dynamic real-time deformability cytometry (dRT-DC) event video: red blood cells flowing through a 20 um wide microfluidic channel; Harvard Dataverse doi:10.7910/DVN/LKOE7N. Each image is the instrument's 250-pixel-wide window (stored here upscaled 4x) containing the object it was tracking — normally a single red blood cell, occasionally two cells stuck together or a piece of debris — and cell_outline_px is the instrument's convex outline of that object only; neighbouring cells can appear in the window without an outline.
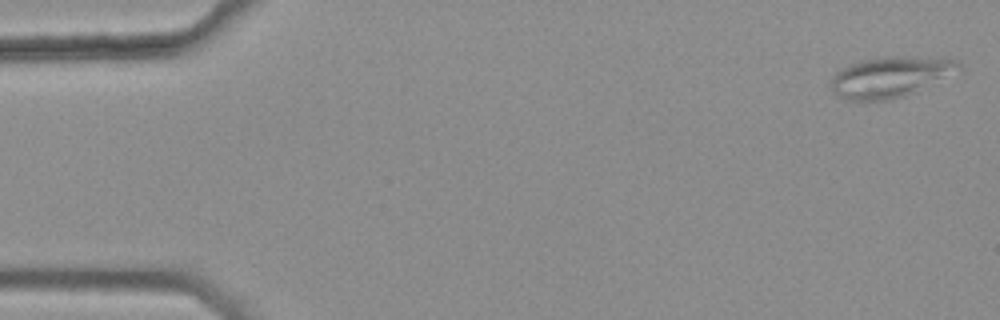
{"species": "common noctule bat (a hibernating species)", "species_latin": "Nyctalus noctula", "temperature_condition": "warm", "stored_images_in_passage": 7, "camera_frame_rate_fps": 3000, "um_per_image_px": 0.085, "animal": {"sex": "female", "body_mass_g": 25.1}, "frame": {"image": 1, "passage_image": 1, "time_ms": 0.0, "image_size_px": [1000, 320], "cell_outline_px": [[964, 68], [904, 96], [888, 100], [848, 100], [832, 92], [828, 84], [832, 76], [840, 68], [864, 60], [880, 56], [916, 56], [952, 60], [960, 64]], "centroid_in_image_um": [75.6, 6.53], "position_along_channel_um": 9.4, "area_um2": 30.0}}
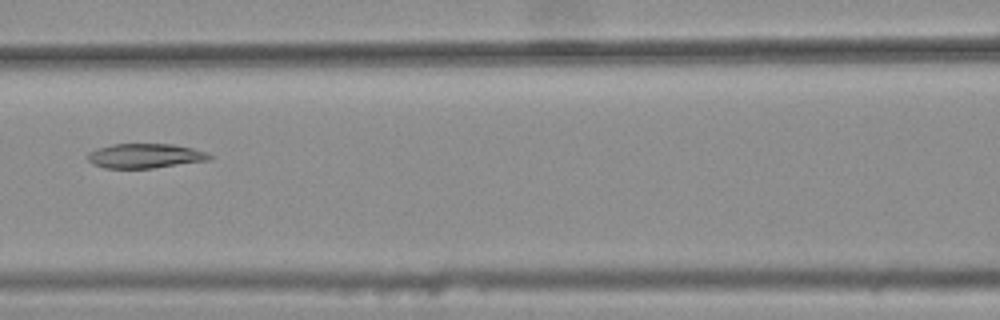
{"frame": {"image": 2, "passage_image": 7, "time_ms": 2.0, "image_size_px": [1000, 320], "cell_outline_px": [[212, 156], [208, 160], [152, 168], [104, 168], [92, 164], [88, 160], [88, 152], [96, 148], [112, 144], [172, 144], [192, 148], [208, 152]], "centroid_in_image_um": [12.3, 13.24], "position_along_channel_um": 154.3, "area_um2": 17.4}}